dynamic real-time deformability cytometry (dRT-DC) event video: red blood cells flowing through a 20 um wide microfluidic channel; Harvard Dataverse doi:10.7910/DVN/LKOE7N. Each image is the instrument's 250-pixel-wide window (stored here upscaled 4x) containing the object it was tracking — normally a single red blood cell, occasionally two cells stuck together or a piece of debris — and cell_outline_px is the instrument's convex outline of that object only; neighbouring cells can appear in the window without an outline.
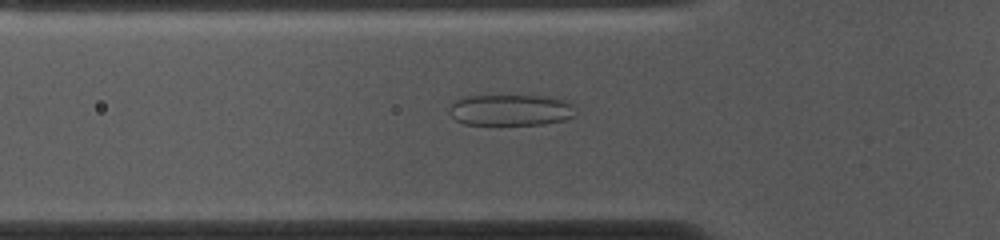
{"species": "common noctule bat (a hibernating species)", "species_latin": "Nyctalus noctula", "temperature_condition": "cold", "stored_images_in_passage": 52, "camera_frame_rate_fps": 3000, "um_per_image_px": 0.085, "animal": {"sex": "female", "body_mass_g": 10.0, "forearm_length_mm": 53.1}, "frame": {"image": 1, "passage_image": 16, "time_ms": 5.0, "image_size_px": [1000, 240], "cell_outline_px": [[576, 116], [564, 120], [544, 124], [464, 124], [456, 120], [448, 112], [448, 108], [456, 100], [464, 96], [552, 96], [568, 100], [572, 104], [576, 112]], "centroid_in_image_um": [43.45, 9.34], "position_along_channel_um": 82.3, "area_um2": 23.18}}
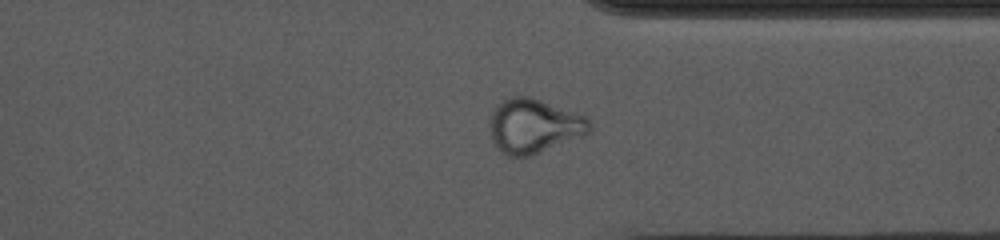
{"frame": {"image": 2, "passage_image": 39, "time_ms": 12.667, "image_size_px": [1000, 240], "cell_outline_px": [[592, 128], [588, 132], [580, 136], [532, 156], [508, 156], [496, 148], [488, 124], [492, 112], [496, 104], [508, 96], [528, 96], [540, 100], [584, 116], [592, 124]], "centroid_in_image_um": [45.32, 10.71], "position_along_channel_um": 366.1, "area_um2": 31.39}}
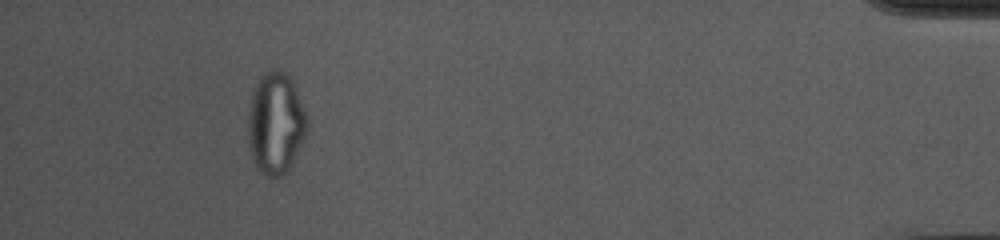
{"frame": {"image": 3, "passage_image": 48, "time_ms": 15.667, "image_size_px": [1000, 240], "cell_outline_px": [[308, 128], [300, 148], [292, 164], [280, 176], [268, 176], [260, 172], [256, 168], [248, 144], [248, 112], [252, 88], [260, 76], [264, 72], [272, 68], [276, 68], [284, 72], [292, 80], [304, 108], [308, 120]], "centroid_in_image_um": [23.41, 10.44], "position_along_channel_um": 411.8, "area_um2": 35.32}, "authors_computed_cell_mechanics": {"area_um2": 29.7092, "velocity_mm_per_s": 3.7209, "shape_relaxation_time_tau1_ms": null, "shape_relaxation_time_tau2_ms": 1.2815, "deformation_change_tau1": null, "deformation_change_tau2": 0.0831}}